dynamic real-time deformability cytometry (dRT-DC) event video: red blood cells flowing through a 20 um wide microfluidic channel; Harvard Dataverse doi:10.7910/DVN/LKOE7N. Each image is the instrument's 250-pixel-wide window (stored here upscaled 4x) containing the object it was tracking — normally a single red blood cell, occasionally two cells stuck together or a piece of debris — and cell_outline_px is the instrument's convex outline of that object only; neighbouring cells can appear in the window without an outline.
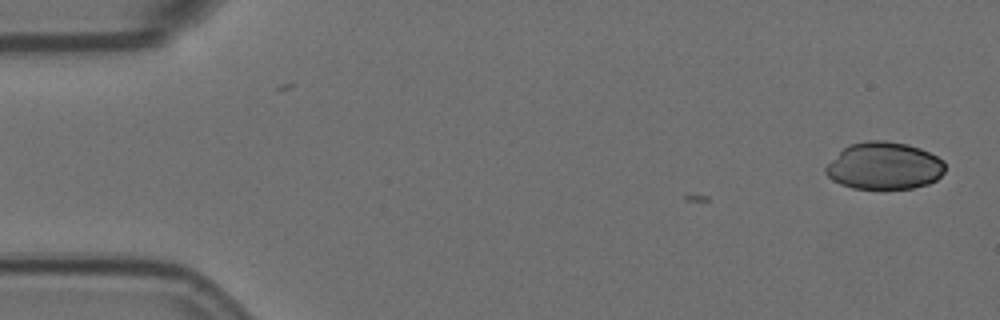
{"species": "Egyptian fruit bat (a non-hibernating species)", "species_latin": "Rousettus aegyptiacus", "temperature_condition": "room temperature", "stored_images_in_passage": 2, "camera_frame_rate_fps": 3000, "um_per_image_px": 0.085, "animal": {"sex": "female"}, "frame": {"image": 1, "passage_image": 2, "time_ms": 0.333, "image_size_px": [1000, 320], "cell_outline_px": [[944, 172], [936, 180], [928, 184], [912, 188], [852, 188], [840, 184], [832, 180], [824, 172], [824, 168], [848, 144], [868, 140], [884, 140], [908, 144], [920, 148], [944, 160]], "centroid_in_image_um": [75.15, 14.09], "position_along_channel_um": 9.8, "area_um2": 32.77}}